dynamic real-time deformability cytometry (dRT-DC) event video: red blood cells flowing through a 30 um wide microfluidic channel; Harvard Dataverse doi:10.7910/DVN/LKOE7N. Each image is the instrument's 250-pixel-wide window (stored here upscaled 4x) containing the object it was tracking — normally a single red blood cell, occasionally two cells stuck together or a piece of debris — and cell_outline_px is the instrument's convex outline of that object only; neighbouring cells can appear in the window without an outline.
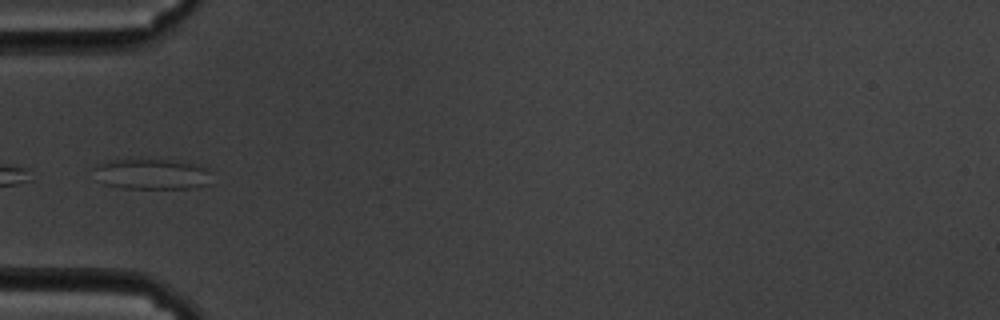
{"species": "common noctule bat (a hibernating species)", "species_latin": "Nyctalus noctula", "temperature_condition": "cold", "stored_images_in_passage": 37, "camera_frame_rate_fps": 3000, "um_per_image_px": 0.085, "animal": {"sex": "male", "body_mass_g": 19.5, "forearm_length_mm": 54.6}, "frame": {"image": 1, "passage_image": 1, "time_ms": 0.0, "image_size_px": [1000, 320], "cell_outline_px": [[208, 184], [192, 188], [120, 188], [104, 184], [92, 168], [108, 160], [132, 156], [204, 164], [208, 168]], "centroid_in_image_um": [12.88, 14.74], "position_along_channel_um": 72.1, "area_um2": 21.68}}
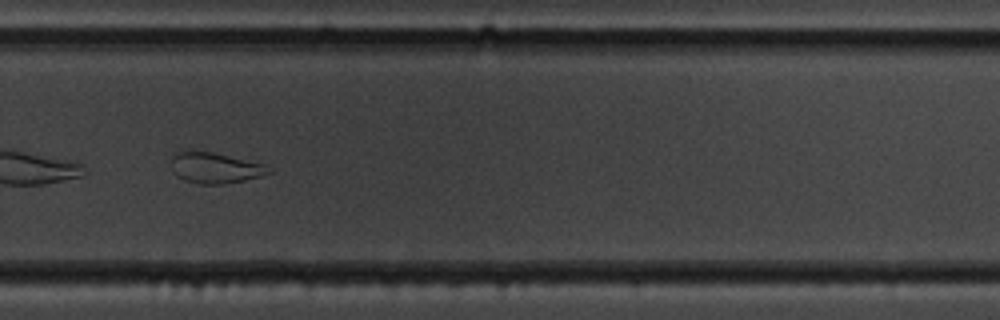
{"frame": {"image": 2, "passage_image": 22, "time_ms": 7.0, "image_size_px": [1000, 320], "cell_outline_px": [[272, 172], [260, 176], [244, 180], [224, 184], [200, 184], [184, 180], [176, 176], [172, 172], [172, 156], [176, 152], [212, 152], [268, 164], [272, 168]], "centroid_in_image_um": [18.33, 14.28], "position_along_channel_um": 311.5, "area_um2": 17.51}, "authors_computed_cell_mechanics": {"area_um2": 17.5712, "velocity_mm_per_s": 3.4279, "shape_relaxation_time_tau1_ms": null, "shape_relaxation_time_tau2_ms": 2.0429, "deformation_change_tau1": null, "deformation_change_tau2": 0.0733}}